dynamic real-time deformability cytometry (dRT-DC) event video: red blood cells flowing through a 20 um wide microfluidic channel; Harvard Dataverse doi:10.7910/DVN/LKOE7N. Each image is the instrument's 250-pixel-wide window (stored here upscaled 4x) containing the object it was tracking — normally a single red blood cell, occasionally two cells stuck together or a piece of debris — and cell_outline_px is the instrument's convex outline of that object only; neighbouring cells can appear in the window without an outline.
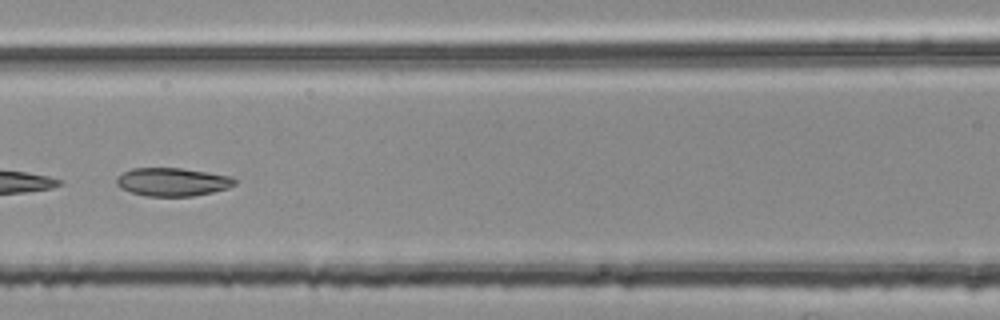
{"species": "common noctule bat (a hibernating species)", "species_latin": "Nyctalus noctula", "temperature_condition": "room temperature", "stored_images_in_passage": 35, "segment_of_instrument_passage": [2, 2], "camera_frame_rate_fps": 3000, "um_per_image_px": 0.085, "animal": {"sex": "female", "body_mass_g": 25.1}, "frame": {"image": 1, "passage_image": 24, "time_ms": 7.667, "image_size_px": [1000, 320], "cell_outline_px": [[236, 184], [228, 188], [212, 192], [192, 196], [148, 196], [132, 192], [120, 188], [116, 184], [116, 176], [132, 168], [180, 168], [208, 172], [232, 176], [236, 180]], "centroid_in_image_um": [14.66, 15.46], "position_along_channel_um": 151.9, "area_um2": 19.48}}
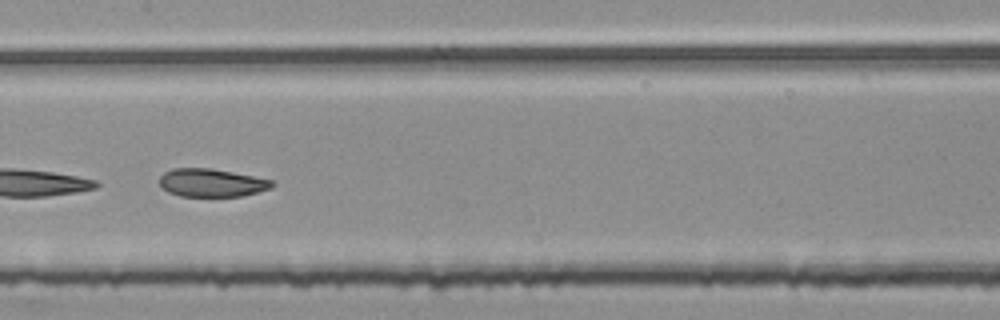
{"frame": {"image": 2, "passage_image": 27, "time_ms": 8.667, "image_size_px": [1000, 320], "cell_outline_px": [[276, 184], [272, 188], [240, 196], [180, 196], [168, 192], [160, 184], [160, 176], [164, 172], [172, 168], [212, 168], [272, 180]], "centroid_in_image_um": [17.98, 15.53], "position_along_channel_um": 189.4, "area_um2": 18.32}}